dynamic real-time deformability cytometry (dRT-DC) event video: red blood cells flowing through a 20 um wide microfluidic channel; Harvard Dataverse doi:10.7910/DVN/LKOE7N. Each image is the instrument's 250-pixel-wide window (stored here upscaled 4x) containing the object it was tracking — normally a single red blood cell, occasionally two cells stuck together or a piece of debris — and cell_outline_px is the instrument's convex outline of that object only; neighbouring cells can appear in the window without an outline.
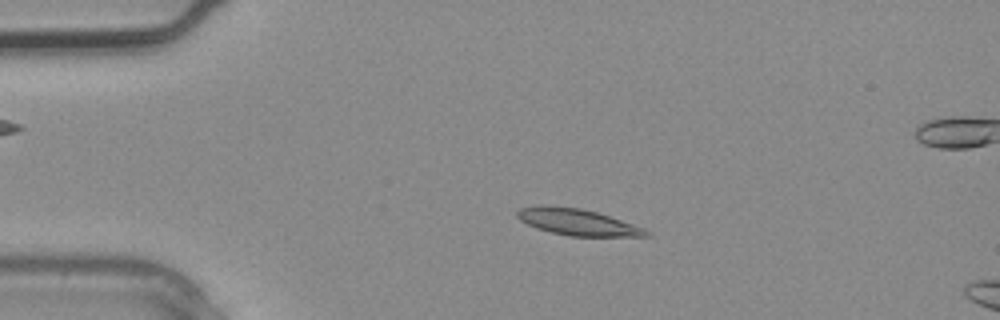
{"species": "common noctule bat (a hibernating species)", "species_latin": "Nyctalus noctula", "temperature_condition": "warm", "stored_images_in_passage": 2, "camera_frame_rate_fps": 3000, "um_per_image_px": 0.085, "animal": {"sex": "male", "body_mass_g": 20.4}, "frame": {"image": 1, "passage_image": 1, "time_ms": 0.0, "image_size_px": [1000, 320], "cell_outline_px": [[652, 236], [568, 236], [536, 228], [520, 220], [516, 216], [516, 212], [520, 208], [540, 204], [580, 208], [596, 212], [644, 228], [652, 232]], "centroid_in_image_um": [49.06, 18.87], "position_along_channel_um": 35.9, "area_um2": 19.83}}